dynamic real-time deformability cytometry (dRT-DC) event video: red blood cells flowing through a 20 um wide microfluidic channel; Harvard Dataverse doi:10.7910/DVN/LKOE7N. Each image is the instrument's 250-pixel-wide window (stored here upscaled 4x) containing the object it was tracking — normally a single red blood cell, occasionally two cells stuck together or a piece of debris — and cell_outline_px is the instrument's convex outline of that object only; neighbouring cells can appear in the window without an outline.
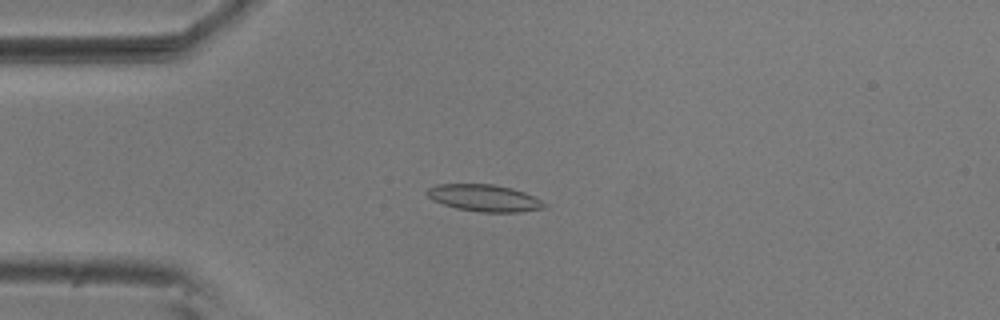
{"species": "common noctule bat (a hibernating species)", "species_latin": "Nyctalus noctula", "temperature_condition": "room temperature", "stored_images_in_passage": 49, "camera_frame_rate_fps": 3000, "um_per_image_px": 0.085, "animal": {"sex": "male", "body_mass_g": 20.5, "forearm_length_mm": 52.5}, "frame": {"image": 1, "passage_image": 8, "time_ms": 2.333, "image_size_px": [1000, 320], "cell_outline_px": [[548, 208], [520, 212], [480, 212], [456, 208], [432, 200], [424, 192], [428, 188], [436, 184], [492, 184], [512, 188], [524, 192], [548, 204]], "centroid_in_image_um": [41.17, 16.83], "position_along_channel_um": 43.8, "area_um2": 18.5}}
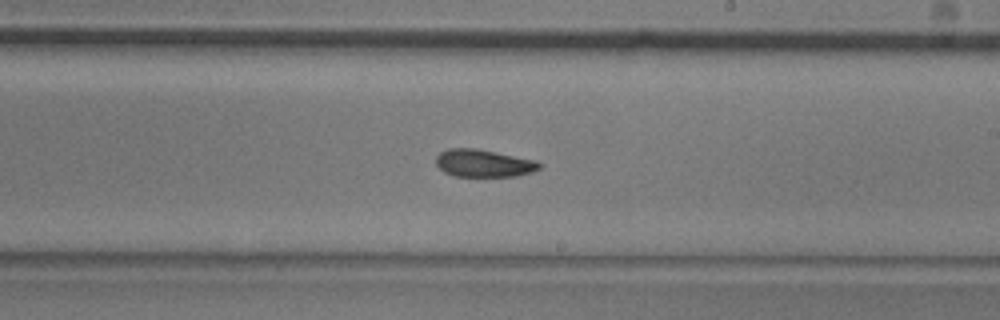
{"frame": {"image": 2, "passage_image": 26, "time_ms": 8.333, "image_size_px": [1000, 320], "cell_outline_px": [[544, 164], [540, 168], [532, 172], [516, 176], [456, 176], [444, 172], [436, 164], [436, 156], [440, 152], [448, 148], [476, 148], [536, 160]], "centroid_in_image_um": [41.13, 13.87], "position_along_channel_um": 247.9, "area_um2": 16.65}}
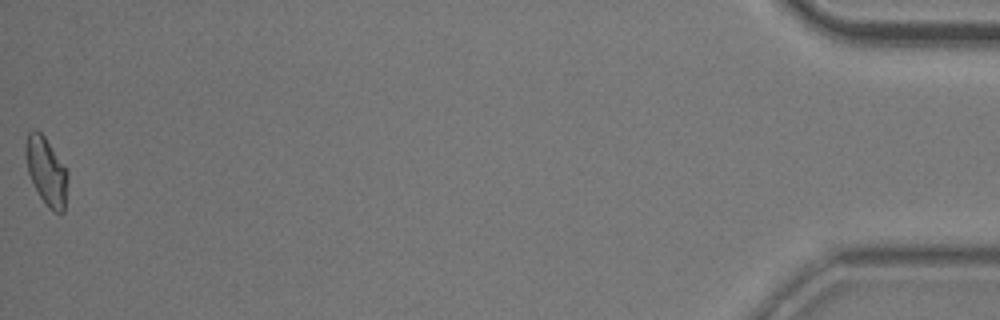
{"frame": {"image": 3, "passage_image": 49, "time_ms": 16.0, "image_size_px": [1000, 320], "cell_outline_px": [[68, 176], [64, 212], [52, 212], [48, 208], [40, 196], [28, 172], [24, 152], [24, 144], [28, 132], [32, 128], [36, 128], [44, 136], [68, 172]], "centroid_in_image_um": [3.92, 14.52], "position_along_channel_um": 431.3, "area_um2": 16.59}, "authors_computed_cell_mechanics": {"area_um2": 16.762, "velocity_mm_per_s": 3.6969, "shape_relaxation_time_tau1_ms": null, "shape_relaxation_time_tau2_ms": 4.8274, "deformation_change_tau1": null, "deformation_change_tau2": 0.1152}}